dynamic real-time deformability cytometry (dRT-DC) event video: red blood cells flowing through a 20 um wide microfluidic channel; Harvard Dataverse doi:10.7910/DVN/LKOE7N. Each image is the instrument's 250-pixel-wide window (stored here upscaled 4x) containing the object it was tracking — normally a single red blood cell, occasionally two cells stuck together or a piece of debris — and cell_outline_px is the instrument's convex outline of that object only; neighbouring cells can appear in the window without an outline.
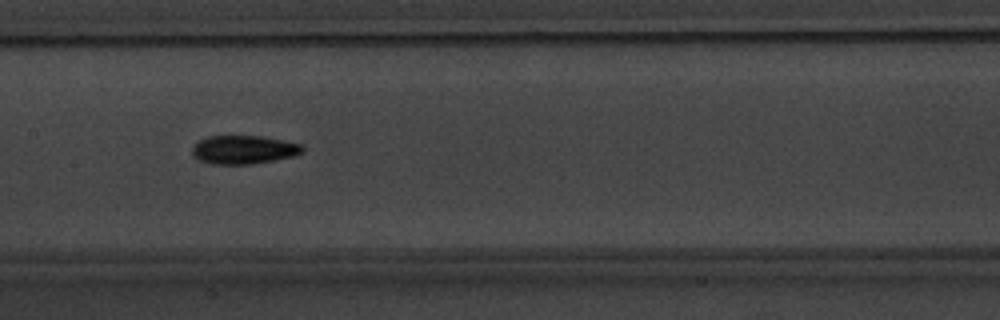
{"species": "common noctule bat (a hibernating species)", "species_latin": "Nyctalus noctula", "temperature_condition": "warm", "stored_images_in_passage": 7, "camera_frame_rate_fps": 3000, "um_per_image_px": 0.085, "animal": {"sex": "male", "body_mass_g": 20.1, "forearm_length_mm": 53.5}, "frame": {"image": 1, "passage_image": 6, "time_ms": 6.667, "image_size_px": [1000, 320], "cell_outline_px": [[304, 152], [292, 156], [252, 164], [212, 164], [196, 160], [192, 156], [192, 148], [196, 140], [208, 136], [264, 136], [300, 144], [304, 148]], "centroid_in_image_um": [20.64, 12.72], "position_along_channel_um": 186.8, "area_um2": 18.5}}